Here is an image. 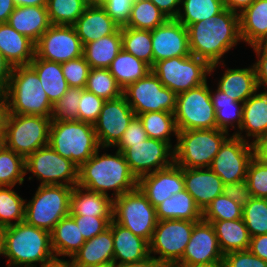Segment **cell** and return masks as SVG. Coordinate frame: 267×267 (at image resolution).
<instances>
[{"label": "cell", "instance_id": "cell-57", "mask_svg": "<svg viewBox=\"0 0 267 267\" xmlns=\"http://www.w3.org/2000/svg\"><path fill=\"white\" fill-rule=\"evenodd\" d=\"M223 194L242 206L253 198L246 180L224 184Z\"/></svg>", "mask_w": 267, "mask_h": 267}, {"label": "cell", "instance_id": "cell-17", "mask_svg": "<svg viewBox=\"0 0 267 267\" xmlns=\"http://www.w3.org/2000/svg\"><path fill=\"white\" fill-rule=\"evenodd\" d=\"M172 147L167 142L148 138L141 143L131 144L123 155L131 172L139 179L143 175L171 166L174 163Z\"/></svg>", "mask_w": 267, "mask_h": 267}, {"label": "cell", "instance_id": "cell-48", "mask_svg": "<svg viewBox=\"0 0 267 267\" xmlns=\"http://www.w3.org/2000/svg\"><path fill=\"white\" fill-rule=\"evenodd\" d=\"M242 210V205L221 194L202 212V219L205 221L242 219Z\"/></svg>", "mask_w": 267, "mask_h": 267}, {"label": "cell", "instance_id": "cell-29", "mask_svg": "<svg viewBox=\"0 0 267 267\" xmlns=\"http://www.w3.org/2000/svg\"><path fill=\"white\" fill-rule=\"evenodd\" d=\"M114 244L112 230L106 229L92 239L86 240L73 255L77 267L113 262Z\"/></svg>", "mask_w": 267, "mask_h": 267}, {"label": "cell", "instance_id": "cell-56", "mask_svg": "<svg viewBox=\"0 0 267 267\" xmlns=\"http://www.w3.org/2000/svg\"><path fill=\"white\" fill-rule=\"evenodd\" d=\"M133 0H104L102 7L107 14L119 25H127Z\"/></svg>", "mask_w": 267, "mask_h": 267}, {"label": "cell", "instance_id": "cell-41", "mask_svg": "<svg viewBox=\"0 0 267 267\" xmlns=\"http://www.w3.org/2000/svg\"><path fill=\"white\" fill-rule=\"evenodd\" d=\"M122 48L144 61L150 67L153 66V51L151 30L121 27Z\"/></svg>", "mask_w": 267, "mask_h": 267}, {"label": "cell", "instance_id": "cell-37", "mask_svg": "<svg viewBox=\"0 0 267 267\" xmlns=\"http://www.w3.org/2000/svg\"><path fill=\"white\" fill-rule=\"evenodd\" d=\"M118 85L125 89L128 85L144 78L151 67L144 61L122 49L108 67Z\"/></svg>", "mask_w": 267, "mask_h": 267}, {"label": "cell", "instance_id": "cell-73", "mask_svg": "<svg viewBox=\"0 0 267 267\" xmlns=\"http://www.w3.org/2000/svg\"><path fill=\"white\" fill-rule=\"evenodd\" d=\"M0 255H4L2 228H0Z\"/></svg>", "mask_w": 267, "mask_h": 267}, {"label": "cell", "instance_id": "cell-22", "mask_svg": "<svg viewBox=\"0 0 267 267\" xmlns=\"http://www.w3.org/2000/svg\"><path fill=\"white\" fill-rule=\"evenodd\" d=\"M183 168L185 190L193 197L203 212L219 195L223 194L224 183L208 168Z\"/></svg>", "mask_w": 267, "mask_h": 267}, {"label": "cell", "instance_id": "cell-28", "mask_svg": "<svg viewBox=\"0 0 267 267\" xmlns=\"http://www.w3.org/2000/svg\"><path fill=\"white\" fill-rule=\"evenodd\" d=\"M112 196L73 186L70 196V216L112 217Z\"/></svg>", "mask_w": 267, "mask_h": 267}, {"label": "cell", "instance_id": "cell-33", "mask_svg": "<svg viewBox=\"0 0 267 267\" xmlns=\"http://www.w3.org/2000/svg\"><path fill=\"white\" fill-rule=\"evenodd\" d=\"M29 65L37 73L48 99L54 105L69 88L61 63L40 59L35 55Z\"/></svg>", "mask_w": 267, "mask_h": 267}, {"label": "cell", "instance_id": "cell-59", "mask_svg": "<svg viewBox=\"0 0 267 267\" xmlns=\"http://www.w3.org/2000/svg\"><path fill=\"white\" fill-rule=\"evenodd\" d=\"M168 19L176 18L179 11L178 7L181 4V0H150ZM178 8V9H177Z\"/></svg>", "mask_w": 267, "mask_h": 267}, {"label": "cell", "instance_id": "cell-1", "mask_svg": "<svg viewBox=\"0 0 267 267\" xmlns=\"http://www.w3.org/2000/svg\"><path fill=\"white\" fill-rule=\"evenodd\" d=\"M187 31L190 53L210 65L209 76L222 64L223 55L242 41L239 14L227 8L205 21L191 24Z\"/></svg>", "mask_w": 267, "mask_h": 267}, {"label": "cell", "instance_id": "cell-32", "mask_svg": "<svg viewBox=\"0 0 267 267\" xmlns=\"http://www.w3.org/2000/svg\"><path fill=\"white\" fill-rule=\"evenodd\" d=\"M50 233L55 257L72 258L86 241L70 215L62 218Z\"/></svg>", "mask_w": 267, "mask_h": 267}, {"label": "cell", "instance_id": "cell-30", "mask_svg": "<svg viewBox=\"0 0 267 267\" xmlns=\"http://www.w3.org/2000/svg\"><path fill=\"white\" fill-rule=\"evenodd\" d=\"M258 88L254 65L248 68L227 69L220 78L217 89L239 102H245Z\"/></svg>", "mask_w": 267, "mask_h": 267}, {"label": "cell", "instance_id": "cell-15", "mask_svg": "<svg viewBox=\"0 0 267 267\" xmlns=\"http://www.w3.org/2000/svg\"><path fill=\"white\" fill-rule=\"evenodd\" d=\"M252 158V143L232 134L221 145L209 168L224 184L243 181Z\"/></svg>", "mask_w": 267, "mask_h": 267}, {"label": "cell", "instance_id": "cell-6", "mask_svg": "<svg viewBox=\"0 0 267 267\" xmlns=\"http://www.w3.org/2000/svg\"><path fill=\"white\" fill-rule=\"evenodd\" d=\"M228 137L218 128L178 131L174 163L181 168H208Z\"/></svg>", "mask_w": 267, "mask_h": 267}, {"label": "cell", "instance_id": "cell-20", "mask_svg": "<svg viewBox=\"0 0 267 267\" xmlns=\"http://www.w3.org/2000/svg\"><path fill=\"white\" fill-rule=\"evenodd\" d=\"M223 257L212 223L201 219L194 224L183 257L177 264L223 263Z\"/></svg>", "mask_w": 267, "mask_h": 267}, {"label": "cell", "instance_id": "cell-12", "mask_svg": "<svg viewBox=\"0 0 267 267\" xmlns=\"http://www.w3.org/2000/svg\"><path fill=\"white\" fill-rule=\"evenodd\" d=\"M196 222L179 219L158 221L149 242L150 255L160 254L155 259L162 266L176 265L183 257Z\"/></svg>", "mask_w": 267, "mask_h": 267}, {"label": "cell", "instance_id": "cell-2", "mask_svg": "<svg viewBox=\"0 0 267 267\" xmlns=\"http://www.w3.org/2000/svg\"><path fill=\"white\" fill-rule=\"evenodd\" d=\"M99 148L78 169V185L91 191L110 196L107 191L113 190L112 199L138 187V179L131 172L121 151L115 155L101 154ZM115 195V196H114Z\"/></svg>", "mask_w": 267, "mask_h": 267}, {"label": "cell", "instance_id": "cell-24", "mask_svg": "<svg viewBox=\"0 0 267 267\" xmlns=\"http://www.w3.org/2000/svg\"><path fill=\"white\" fill-rule=\"evenodd\" d=\"M72 26L83 46L120 29L102 6H87Z\"/></svg>", "mask_w": 267, "mask_h": 267}, {"label": "cell", "instance_id": "cell-50", "mask_svg": "<svg viewBox=\"0 0 267 267\" xmlns=\"http://www.w3.org/2000/svg\"><path fill=\"white\" fill-rule=\"evenodd\" d=\"M246 182L252 197L267 199V163L253 157L248 166Z\"/></svg>", "mask_w": 267, "mask_h": 267}, {"label": "cell", "instance_id": "cell-61", "mask_svg": "<svg viewBox=\"0 0 267 267\" xmlns=\"http://www.w3.org/2000/svg\"><path fill=\"white\" fill-rule=\"evenodd\" d=\"M251 143L253 148V157L260 162L267 163V133L259 136Z\"/></svg>", "mask_w": 267, "mask_h": 267}, {"label": "cell", "instance_id": "cell-5", "mask_svg": "<svg viewBox=\"0 0 267 267\" xmlns=\"http://www.w3.org/2000/svg\"><path fill=\"white\" fill-rule=\"evenodd\" d=\"M49 145L80 168L100 148L94 124L80 120H52Z\"/></svg>", "mask_w": 267, "mask_h": 267}, {"label": "cell", "instance_id": "cell-67", "mask_svg": "<svg viewBox=\"0 0 267 267\" xmlns=\"http://www.w3.org/2000/svg\"><path fill=\"white\" fill-rule=\"evenodd\" d=\"M8 115L6 103L2 93H0V134H5V122Z\"/></svg>", "mask_w": 267, "mask_h": 267}, {"label": "cell", "instance_id": "cell-66", "mask_svg": "<svg viewBox=\"0 0 267 267\" xmlns=\"http://www.w3.org/2000/svg\"><path fill=\"white\" fill-rule=\"evenodd\" d=\"M59 259L58 257L51 258L43 267H77L72 260ZM71 261V262H70Z\"/></svg>", "mask_w": 267, "mask_h": 267}, {"label": "cell", "instance_id": "cell-51", "mask_svg": "<svg viewBox=\"0 0 267 267\" xmlns=\"http://www.w3.org/2000/svg\"><path fill=\"white\" fill-rule=\"evenodd\" d=\"M61 67L69 87L85 88L91 67L83 56L61 63Z\"/></svg>", "mask_w": 267, "mask_h": 267}, {"label": "cell", "instance_id": "cell-42", "mask_svg": "<svg viewBox=\"0 0 267 267\" xmlns=\"http://www.w3.org/2000/svg\"><path fill=\"white\" fill-rule=\"evenodd\" d=\"M167 19L150 0H133L130 17L124 27L154 30Z\"/></svg>", "mask_w": 267, "mask_h": 267}, {"label": "cell", "instance_id": "cell-44", "mask_svg": "<svg viewBox=\"0 0 267 267\" xmlns=\"http://www.w3.org/2000/svg\"><path fill=\"white\" fill-rule=\"evenodd\" d=\"M13 186H0V228L24 221L26 200L12 190ZM13 220H16L13 222Z\"/></svg>", "mask_w": 267, "mask_h": 267}, {"label": "cell", "instance_id": "cell-25", "mask_svg": "<svg viewBox=\"0 0 267 267\" xmlns=\"http://www.w3.org/2000/svg\"><path fill=\"white\" fill-rule=\"evenodd\" d=\"M0 52L12 67L29 65L35 56V43L8 22L0 23Z\"/></svg>", "mask_w": 267, "mask_h": 267}, {"label": "cell", "instance_id": "cell-3", "mask_svg": "<svg viewBox=\"0 0 267 267\" xmlns=\"http://www.w3.org/2000/svg\"><path fill=\"white\" fill-rule=\"evenodd\" d=\"M4 256L8 267H43L55 254L51 233L25 221L2 229Z\"/></svg>", "mask_w": 267, "mask_h": 267}, {"label": "cell", "instance_id": "cell-52", "mask_svg": "<svg viewBox=\"0 0 267 267\" xmlns=\"http://www.w3.org/2000/svg\"><path fill=\"white\" fill-rule=\"evenodd\" d=\"M104 103V99L84 90L79 100L78 120L94 124L99 117Z\"/></svg>", "mask_w": 267, "mask_h": 267}, {"label": "cell", "instance_id": "cell-34", "mask_svg": "<svg viewBox=\"0 0 267 267\" xmlns=\"http://www.w3.org/2000/svg\"><path fill=\"white\" fill-rule=\"evenodd\" d=\"M155 208L158 221L171 219L200 221L202 219L201 209L185 189L167 198Z\"/></svg>", "mask_w": 267, "mask_h": 267}, {"label": "cell", "instance_id": "cell-14", "mask_svg": "<svg viewBox=\"0 0 267 267\" xmlns=\"http://www.w3.org/2000/svg\"><path fill=\"white\" fill-rule=\"evenodd\" d=\"M123 96L136 116L152 111L175 113L177 94L150 71L144 78L123 89Z\"/></svg>", "mask_w": 267, "mask_h": 267}, {"label": "cell", "instance_id": "cell-47", "mask_svg": "<svg viewBox=\"0 0 267 267\" xmlns=\"http://www.w3.org/2000/svg\"><path fill=\"white\" fill-rule=\"evenodd\" d=\"M242 219L251 237L267 234V199L253 197L243 205Z\"/></svg>", "mask_w": 267, "mask_h": 267}, {"label": "cell", "instance_id": "cell-60", "mask_svg": "<svg viewBox=\"0 0 267 267\" xmlns=\"http://www.w3.org/2000/svg\"><path fill=\"white\" fill-rule=\"evenodd\" d=\"M249 250L267 262V234L251 237Z\"/></svg>", "mask_w": 267, "mask_h": 267}, {"label": "cell", "instance_id": "cell-40", "mask_svg": "<svg viewBox=\"0 0 267 267\" xmlns=\"http://www.w3.org/2000/svg\"><path fill=\"white\" fill-rule=\"evenodd\" d=\"M181 6L184 13L180 10L176 19L186 28L191 24L205 21L225 9L223 0H181Z\"/></svg>", "mask_w": 267, "mask_h": 267}, {"label": "cell", "instance_id": "cell-55", "mask_svg": "<svg viewBox=\"0 0 267 267\" xmlns=\"http://www.w3.org/2000/svg\"><path fill=\"white\" fill-rule=\"evenodd\" d=\"M223 267H267V262L248 249L224 254Z\"/></svg>", "mask_w": 267, "mask_h": 267}, {"label": "cell", "instance_id": "cell-4", "mask_svg": "<svg viewBox=\"0 0 267 267\" xmlns=\"http://www.w3.org/2000/svg\"><path fill=\"white\" fill-rule=\"evenodd\" d=\"M8 113L51 117L53 104L30 65L13 67L6 89L2 92Z\"/></svg>", "mask_w": 267, "mask_h": 267}, {"label": "cell", "instance_id": "cell-53", "mask_svg": "<svg viewBox=\"0 0 267 267\" xmlns=\"http://www.w3.org/2000/svg\"><path fill=\"white\" fill-rule=\"evenodd\" d=\"M85 240L92 239L109 228L112 217L71 216Z\"/></svg>", "mask_w": 267, "mask_h": 267}, {"label": "cell", "instance_id": "cell-16", "mask_svg": "<svg viewBox=\"0 0 267 267\" xmlns=\"http://www.w3.org/2000/svg\"><path fill=\"white\" fill-rule=\"evenodd\" d=\"M35 55L63 63L83 56V45L73 26L51 25L35 43Z\"/></svg>", "mask_w": 267, "mask_h": 267}, {"label": "cell", "instance_id": "cell-35", "mask_svg": "<svg viewBox=\"0 0 267 267\" xmlns=\"http://www.w3.org/2000/svg\"><path fill=\"white\" fill-rule=\"evenodd\" d=\"M207 222L212 223L223 254L249 249L251 236L243 219Z\"/></svg>", "mask_w": 267, "mask_h": 267}, {"label": "cell", "instance_id": "cell-58", "mask_svg": "<svg viewBox=\"0 0 267 267\" xmlns=\"http://www.w3.org/2000/svg\"><path fill=\"white\" fill-rule=\"evenodd\" d=\"M257 62H255L254 68L256 71V82L258 88L261 86L267 90V53H256Z\"/></svg>", "mask_w": 267, "mask_h": 267}, {"label": "cell", "instance_id": "cell-70", "mask_svg": "<svg viewBox=\"0 0 267 267\" xmlns=\"http://www.w3.org/2000/svg\"><path fill=\"white\" fill-rule=\"evenodd\" d=\"M174 267H223V263L211 264H176Z\"/></svg>", "mask_w": 267, "mask_h": 267}, {"label": "cell", "instance_id": "cell-21", "mask_svg": "<svg viewBox=\"0 0 267 267\" xmlns=\"http://www.w3.org/2000/svg\"><path fill=\"white\" fill-rule=\"evenodd\" d=\"M138 187L148 201L156 207L185 189L183 168L173 163L167 168L143 175L138 179Z\"/></svg>", "mask_w": 267, "mask_h": 267}, {"label": "cell", "instance_id": "cell-54", "mask_svg": "<svg viewBox=\"0 0 267 267\" xmlns=\"http://www.w3.org/2000/svg\"><path fill=\"white\" fill-rule=\"evenodd\" d=\"M148 139L147 132L144 130L143 123L139 116H134L127 129L123 133L120 141L114 146L122 153L131 146V144L141 143Z\"/></svg>", "mask_w": 267, "mask_h": 267}, {"label": "cell", "instance_id": "cell-11", "mask_svg": "<svg viewBox=\"0 0 267 267\" xmlns=\"http://www.w3.org/2000/svg\"><path fill=\"white\" fill-rule=\"evenodd\" d=\"M174 116L178 131L217 128L207 81L177 95Z\"/></svg>", "mask_w": 267, "mask_h": 267}, {"label": "cell", "instance_id": "cell-64", "mask_svg": "<svg viewBox=\"0 0 267 267\" xmlns=\"http://www.w3.org/2000/svg\"><path fill=\"white\" fill-rule=\"evenodd\" d=\"M13 0H0V23H7L15 9Z\"/></svg>", "mask_w": 267, "mask_h": 267}, {"label": "cell", "instance_id": "cell-13", "mask_svg": "<svg viewBox=\"0 0 267 267\" xmlns=\"http://www.w3.org/2000/svg\"><path fill=\"white\" fill-rule=\"evenodd\" d=\"M78 167L49 144L25 158V174L32 172L40 185H78Z\"/></svg>", "mask_w": 267, "mask_h": 267}, {"label": "cell", "instance_id": "cell-63", "mask_svg": "<svg viewBox=\"0 0 267 267\" xmlns=\"http://www.w3.org/2000/svg\"><path fill=\"white\" fill-rule=\"evenodd\" d=\"M255 0H223L224 7L232 12L241 14L248 8ZM238 11V12H237Z\"/></svg>", "mask_w": 267, "mask_h": 267}, {"label": "cell", "instance_id": "cell-9", "mask_svg": "<svg viewBox=\"0 0 267 267\" xmlns=\"http://www.w3.org/2000/svg\"><path fill=\"white\" fill-rule=\"evenodd\" d=\"M112 220L148 242L158 223L156 208L139 187L113 199Z\"/></svg>", "mask_w": 267, "mask_h": 267}, {"label": "cell", "instance_id": "cell-7", "mask_svg": "<svg viewBox=\"0 0 267 267\" xmlns=\"http://www.w3.org/2000/svg\"><path fill=\"white\" fill-rule=\"evenodd\" d=\"M72 190L73 187L66 185H39L32 200L25 203L24 221L51 232L70 214Z\"/></svg>", "mask_w": 267, "mask_h": 267}, {"label": "cell", "instance_id": "cell-69", "mask_svg": "<svg viewBox=\"0 0 267 267\" xmlns=\"http://www.w3.org/2000/svg\"><path fill=\"white\" fill-rule=\"evenodd\" d=\"M255 53H267V36L258 44L251 46Z\"/></svg>", "mask_w": 267, "mask_h": 267}, {"label": "cell", "instance_id": "cell-23", "mask_svg": "<svg viewBox=\"0 0 267 267\" xmlns=\"http://www.w3.org/2000/svg\"><path fill=\"white\" fill-rule=\"evenodd\" d=\"M109 228L112 230L113 236V263L115 265L139 262L150 256L147 240L135 235L113 220L110 222ZM117 260H119L118 263Z\"/></svg>", "mask_w": 267, "mask_h": 267}, {"label": "cell", "instance_id": "cell-38", "mask_svg": "<svg viewBox=\"0 0 267 267\" xmlns=\"http://www.w3.org/2000/svg\"><path fill=\"white\" fill-rule=\"evenodd\" d=\"M210 96L215 109L217 128L229 132V125L234 129L233 123H236L237 129H240L244 103L234 100L218 89H215V92L210 90Z\"/></svg>", "mask_w": 267, "mask_h": 267}, {"label": "cell", "instance_id": "cell-26", "mask_svg": "<svg viewBox=\"0 0 267 267\" xmlns=\"http://www.w3.org/2000/svg\"><path fill=\"white\" fill-rule=\"evenodd\" d=\"M8 23L18 33L27 36L34 43L52 25L46 6L15 7Z\"/></svg>", "mask_w": 267, "mask_h": 267}, {"label": "cell", "instance_id": "cell-46", "mask_svg": "<svg viewBox=\"0 0 267 267\" xmlns=\"http://www.w3.org/2000/svg\"><path fill=\"white\" fill-rule=\"evenodd\" d=\"M25 158L6 146L0 151V186L23 184Z\"/></svg>", "mask_w": 267, "mask_h": 267}, {"label": "cell", "instance_id": "cell-8", "mask_svg": "<svg viewBox=\"0 0 267 267\" xmlns=\"http://www.w3.org/2000/svg\"><path fill=\"white\" fill-rule=\"evenodd\" d=\"M51 117L8 113L5 122L6 147L26 158L49 144Z\"/></svg>", "mask_w": 267, "mask_h": 267}, {"label": "cell", "instance_id": "cell-27", "mask_svg": "<svg viewBox=\"0 0 267 267\" xmlns=\"http://www.w3.org/2000/svg\"><path fill=\"white\" fill-rule=\"evenodd\" d=\"M255 93L249 97L243 104L242 124L240 131L233 135L248 141L245 137H253L255 141L259 136L267 133V90ZM245 130L246 136L241 135Z\"/></svg>", "mask_w": 267, "mask_h": 267}, {"label": "cell", "instance_id": "cell-65", "mask_svg": "<svg viewBox=\"0 0 267 267\" xmlns=\"http://www.w3.org/2000/svg\"><path fill=\"white\" fill-rule=\"evenodd\" d=\"M115 267H162V265L155 259V256L150 255L142 261L122 265L117 264Z\"/></svg>", "mask_w": 267, "mask_h": 267}, {"label": "cell", "instance_id": "cell-19", "mask_svg": "<svg viewBox=\"0 0 267 267\" xmlns=\"http://www.w3.org/2000/svg\"><path fill=\"white\" fill-rule=\"evenodd\" d=\"M153 65L172 57L191 55L187 28L176 18H169L151 30Z\"/></svg>", "mask_w": 267, "mask_h": 267}, {"label": "cell", "instance_id": "cell-62", "mask_svg": "<svg viewBox=\"0 0 267 267\" xmlns=\"http://www.w3.org/2000/svg\"><path fill=\"white\" fill-rule=\"evenodd\" d=\"M13 67L0 52V93H2L9 82Z\"/></svg>", "mask_w": 267, "mask_h": 267}, {"label": "cell", "instance_id": "cell-71", "mask_svg": "<svg viewBox=\"0 0 267 267\" xmlns=\"http://www.w3.org/2000/svg\"><path fill=\"white\" fill-rule=\"evenodd\" d=\"M87 6H102L104 0H83Z\"/></svg>", "mask_w": 267, "mask_h": 267}, {"label": "cell", "instance_id": "cell-36", "mask_svg": "<svg viewBox=\"0 0 267 267\" xmlns=\"http://www.w3.org/2000/svg\"><path fill=\"white\" fill-rule=\"evenodd\" d=\"M120 29L111 35L89 42L83 46V57L91 68H108L122 50Z\"/></svg>", "mask_w": 267, "mask_h": 267}, {"label": "cell", "instance_id": "cell-68", "mask_svg": "<svg viewBox=\"0 0 267 267\" xmlns=\"http://www.w3.org/2000/svg\"><path fill=\"white\" fill-rule=\"evenodd\" d=\"M16 7L21 6H46L47 0H13Z\"/></svg>", "mask_w": 267, "mask_h": 267}, {"label": "cell", "instance_id": "cell-49", "mask_svg": "<svg viewBox=\"0 0 267 267\" xmlns=\"http://www.w3.org/2000/svg\"><path fill=\"white\" fill-rule=\"evenodd\" d=\"M84 90V88L69 87L61 99L53 105L51 120H78V105Z\"/></svg>", "mask_w": 267, "mask_h": 267}, {"label": "cell", "instance_id": "cell-18", "mask_svg": "<svg viewBox=\"0 0 267 267\" xmlns=\"http://www.w3.org/2000/svg\"><path fill=\"white\" fill-rule=\"evenodd\" d=\"M134 116L133 109L123 95L120 98L105 101L94 123L99 146L101 148L114 147Z\"/></svg>", "mask_w": 267, "mask_h": 267}, {"label": "cell", "instance_id": "cell-45", "mask_svg": "<svg viewBox=\"0 0 267 267\" xmlns=\"http://www.w3.org/2000/svg\"><path fill=\"white\" fill-rule=\"evenodd\" d=\"M46 7L52 25L72 26L87 5L83 0H47Z\"/></svg>", "mask_w": 267, "mask_h": 267}, {"label": "cell", "instance_id": "cell-43", "mask_svg": "<svg viewBox=\"0 0 267 267\" xmlns=\"http://www.w3.org/2000/svg\"><path fill=\"white\" fill-rule=\"evenodd\" d=\"M84 89L105 101L114 100L123 95V89L108 68H91Z\"/></svg>", "mask_w": 267, "mask_h": 267}, {"label": "cell", "instance_id": "cell-74", "mask_svg": "<svg viewBox=\"0 0 267 267\" xmlns=\"http://www.w3.org/2000/svg\"><path fill=\"white\" fill-rule=\"evenodd\" d=\"M6 146L5 134H0V151Z\"/></svg>", "mask_w": 267, "mask_h": 267}, {"label": "cell", "instance_id": "cell-10", "mask_svg": "<svg viewBox=\"0 0 267 267\" xmlns=\"http://www.w3.org/2000/svg\"><path fill=\"white\" fill-rule=\"evenodd\" d=\"M151 71L164 87L178 95L205 83L210 65L203 59L188 55L155 62Z\"/></svg>", "mask_w": 267, "mask_h": 267}, {"label": "cell", "instance_id": "cell-39", "mask_svg": "<svg viewBox=\"0 0 267 267\" xmlns=\"http://www.w3.org/2000/svg\"><path fill=\"white\" fill-rule=\"evenodd\" d=\"M141 119L144 130L147 132L148 138L161 140L171 144L170 135L176 136L178 129L176 126L174 113L167 111H152L138 115Z\"/></svg>", "mask_w": 267, "mask_h": 267}, {"label": "cell", "instance_id": "cell-72", "mask_svg": "<svg viewBox=\"0 0 267 267\" xmlns=\"http://www.w3.org/2000/svg\"><path fill=\"white\" fill-rule=\"evenodd\" d=\"M87 267H115V264L113 262H109V263L91 265V266H87Z\"/></svg>", "mask_w": 267, "mask_h": 267}, {"label": "cell", "instance_id": "cell-31", "mask_svg": "<svg viewBox=\"0 0 267 267\" xmlns=\"http://www.w3.org/2000/svg\"><path fill=\"white\" fill-rule=\"evenodd\" d=\"M239 17L241 39L250 47L267 36V0H255Z\"/></svg>", "mask_w": 267, "mask_h": 267}]
</instances>
